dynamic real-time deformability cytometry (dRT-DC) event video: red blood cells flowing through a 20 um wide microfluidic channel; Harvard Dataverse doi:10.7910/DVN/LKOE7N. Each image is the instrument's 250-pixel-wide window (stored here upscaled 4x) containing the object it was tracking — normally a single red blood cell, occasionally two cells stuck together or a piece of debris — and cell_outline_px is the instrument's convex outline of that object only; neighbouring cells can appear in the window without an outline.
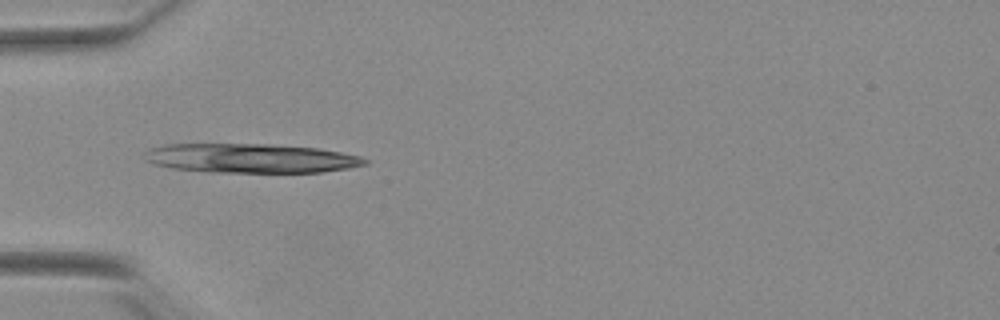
{"species": "Egyptian fruit bat (a non-hibernating species)", "species_latin": "Rousettus aegyptiacus", "temperature_condition": "warm", "stored_images_in_passage": 25, "camera_frame_rate_fps": 3000, "um_per_image_px": 0.085, "animal": {"sex": "female"}, "frame": {"image": 1, "passage_image": 1, "time_ms": 0.0, "image_size_px": [1000, 320], "cell_outline_px": [[368, 164], [348, 168], [320, 172], [212, 172], [172, 168], [156, 164], [148, 160], [144, 152], [148, 148], [164, 144], [264, 144], [316, 148], [340, 152], [360, 156], [368, 160]], "centroid_in_image_um": [21.31, 13.45], "position_along_channel_um": 63.7, "area_um2": 37.28}}